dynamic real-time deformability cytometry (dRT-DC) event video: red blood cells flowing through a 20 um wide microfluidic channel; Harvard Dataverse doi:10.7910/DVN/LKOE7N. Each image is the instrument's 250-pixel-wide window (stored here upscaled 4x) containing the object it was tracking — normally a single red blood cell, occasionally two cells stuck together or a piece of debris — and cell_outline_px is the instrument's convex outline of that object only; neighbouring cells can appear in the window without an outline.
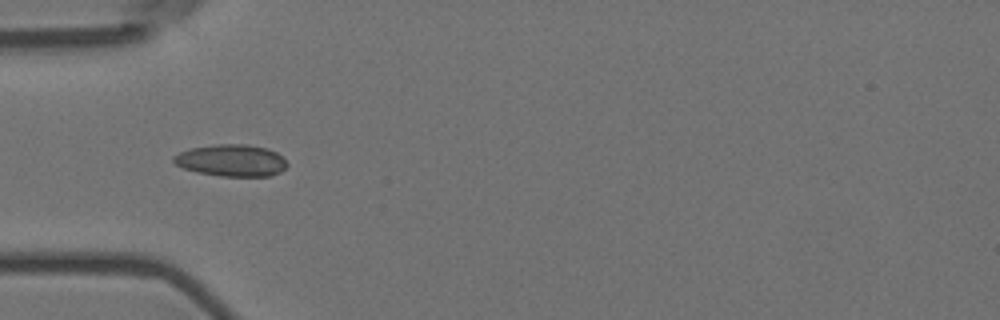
{"species": "Egyptian fruit bat (a non-hibernating species)", "species_latin": "Rousettus aegyptiacus", "temperature_condition": "room temperature", "stored_images_in_passage": 1, "camera_frame_rate_fps": 3000, "um_per_image_px": 0.085, "animal": {"sex": "female"}, "frame": {"image": 1, "passage_image": 1, "time_ms": 0.0, "image_size_px": [1000, 320], "cell_outline_px": [[288, 164], [280, 172], [272, 176], [220, 176], [196, 172], [184, 168], [176, 164], [172, 160], [172, 156], [188, 148], [216, 144], [248, 144], [268, 148], [276, 152]], "centroid_in_image_um": [19.65, 13.63], "position_along_channel_um": 65.4, "area_um2": 21.21}}